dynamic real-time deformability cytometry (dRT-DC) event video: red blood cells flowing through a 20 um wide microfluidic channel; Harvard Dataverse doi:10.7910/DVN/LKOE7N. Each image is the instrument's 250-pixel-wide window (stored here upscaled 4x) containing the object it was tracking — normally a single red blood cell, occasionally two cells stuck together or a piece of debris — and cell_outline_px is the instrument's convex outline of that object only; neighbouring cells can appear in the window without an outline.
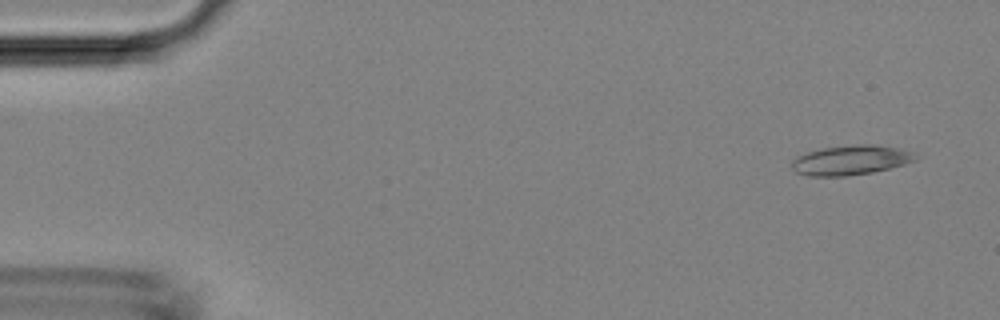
{"species": "Egyptian fruit bat (a non-hibernating species)", "species_latin": "Rousettus aegyptiacus", "temperature_condition": "room temperature", "stored_images_in_passage": 4, "camera_frame_rate_fps": 3000, "um_per_image_px": 0.085, "animal": {"sex": "female"}, "frame": {"image": 1, "passage_image": 1, "time_ms": 0.0, "image_size_px": [1000, 320], "cell_outline_px": [[916, 160], [904, 164], [872, 172], [848, 176], [808, 176], [796, 172], [792, 168], [792, 160], [796, 156], [808, 152], [824, 148], [852, 144], [876, 144], [900, 148], [912, 152], [916, 156]], "centroid_in_image_um": [72.3, 13.6], "position_along_channel_um": 12.7, "area_um2": 21.39}}